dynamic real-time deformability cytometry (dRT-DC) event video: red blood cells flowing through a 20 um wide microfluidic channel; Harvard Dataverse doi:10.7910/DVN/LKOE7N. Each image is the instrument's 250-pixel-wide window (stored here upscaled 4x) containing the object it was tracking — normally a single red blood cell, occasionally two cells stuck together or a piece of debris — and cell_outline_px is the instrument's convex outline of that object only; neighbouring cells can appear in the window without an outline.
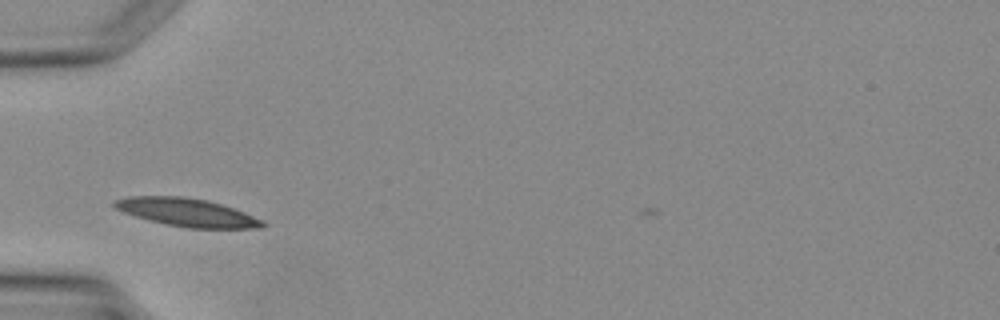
{"species": "Egyptian fruit bat (a non-hibernating species)", "species_latin": "Rousettus aegyptiacus", "temperature_condition": "warm", "stored_images_in_passage": 1, "camera_frame_rate_fps": 3000, "um_per_image_px": 0.085, "animal": {"sex": "female"}, "frame": {"image": 1, "passage_image": 1, "time_ms": 0.0, "image_size_px": [1000, 320], "cell_outline_px": [[268, 224], [264, 228], [188, 228], [168, 224], [136, 216], [124, 212], [116, 208], [112, 204], [112, 200], [128, 196], [184, 196], [208, 200], [244, 212], [264, 220]], "centroid_in_image_um": [15.92, 18.04], "position_along_channel_um": 69.1, "area_um2": 24.16}}